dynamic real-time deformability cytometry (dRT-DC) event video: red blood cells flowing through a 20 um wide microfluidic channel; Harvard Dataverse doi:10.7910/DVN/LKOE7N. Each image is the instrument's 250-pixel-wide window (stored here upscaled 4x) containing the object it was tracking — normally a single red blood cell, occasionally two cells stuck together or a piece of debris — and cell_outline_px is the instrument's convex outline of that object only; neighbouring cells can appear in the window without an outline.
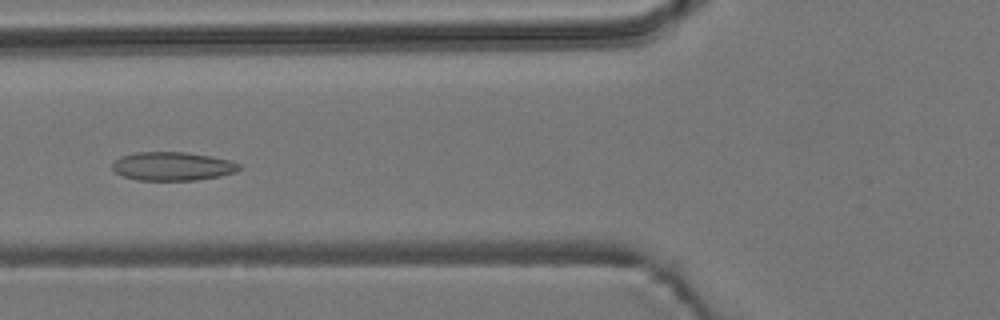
{"species": "common noctule bat (a hibernating species)", "species_latin": "Nyctalus noctula", "temperature_condition": "room temperature", "stored_images_in_passage": 41, "camera_frame_rate_fps": 3000, "um_per_image_px": 0.085, "animal": {"sex": "male", "body_mass_g": 19.2, "forearm_length_mm": 51.8}, "frame": {"image": 1, "passage_image": 21, "time_ms": 6.667, "image_size_px": [1000, 320], "cell_outline_px": [[240, 168], [236, 172], [220, 176], [196, 180], [136, 180], [124, 176], [116, 172], [112, 168], [112, 164], [120, 156], [136, 152], [184, 152], [208, 156], [228, 160], [240, 164]], "centroid_in_image_um": [14.64, 14.13], "position_along_channel_um": 111.2, "area_um2": 20.98}}
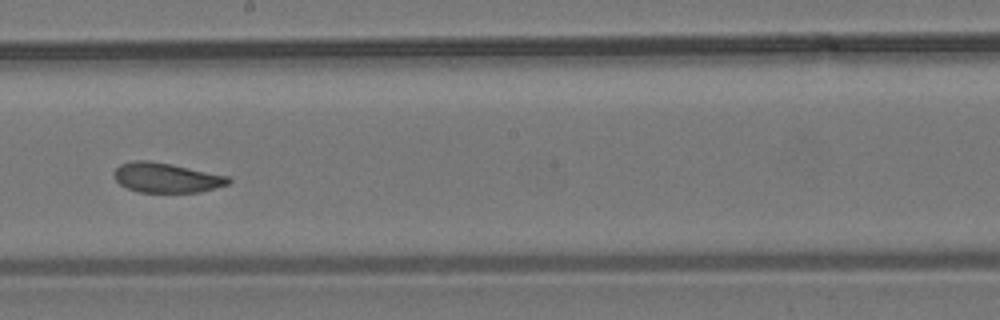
{"frame": {"image": 2, "passage_image": 31, "time_ms": 10.0, "image_size_px": [1000, 320], "cell_outline_px": [[232, 180], [228, 184], [200, 192], [140, 192], [128, 188], [120, 184], [116, 180], [112, 172], [120, 164], [132, 160], [148, 160], [172, 164], [228, 176]], "centroid_in_image_um": [14.12, 15.09], "position_along_channel_um": 234.1, "area_um2": 19.83}}
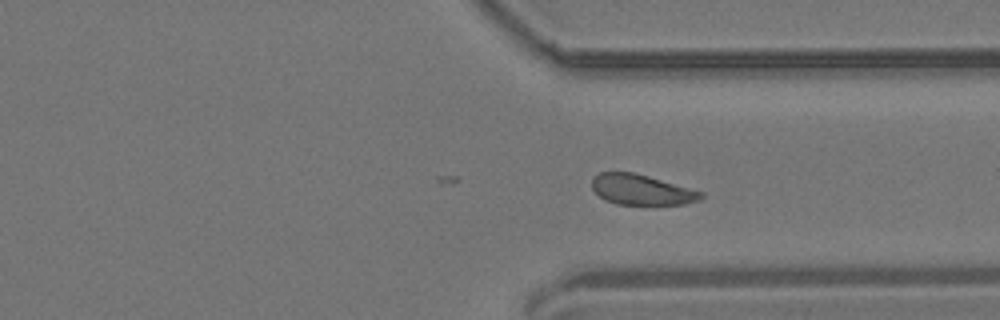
{"frame": {"image": 3, "passage_image": 41, "time_ms": 13.333, "image_size_px": [1000, 320], "cell_outline_px": [[704, 196], [700, 200], [684, 204], [616, 204], [604, 200], [592, 188], [592, 176], [600, 172], [632, 172], [648, 176], [704, 192]], "centroid_in_image_um": [54.52, 16.12], "position_along_channel_um": 356.9, "area_um2": 19.25}}